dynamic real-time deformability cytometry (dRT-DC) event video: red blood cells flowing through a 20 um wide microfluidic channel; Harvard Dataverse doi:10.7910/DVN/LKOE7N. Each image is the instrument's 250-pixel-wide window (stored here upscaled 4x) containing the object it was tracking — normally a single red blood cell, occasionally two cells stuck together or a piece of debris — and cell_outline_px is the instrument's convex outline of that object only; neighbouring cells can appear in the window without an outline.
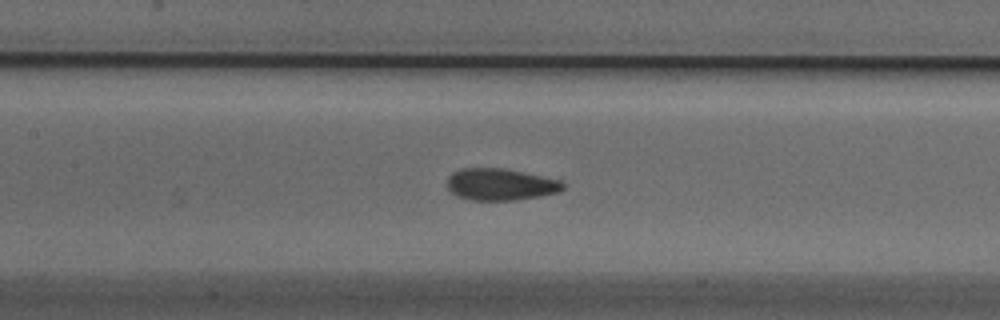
{"species": "Egyptian fruit bat (a non-hibernating species)", "species_latin": "Rousettus aegyptiacus", "temperature_condition": "cold", "stored_images_in_passage": 55, "camera_frame_rate_fps": 3000, "um_per_image_px": 0.085, "animal": {"sex": "male"}, "frame": {"image": 1, "passage_image": 25, "time_ms": 8.0, "image_size_px": [1000, 320], "cell_outline_px": [[564, 188], [556, 192], [540, 196], [516, 200], [472, 200], [456, 196], [448, 188], [448, 176], [452, 172], [460, 168], [504, 168], [560, 180], [564, 184]], "centroid_in_image_um": [42.5, 15.67], "position_along_channel_um": 164.9, "area_um2": 21.39}}
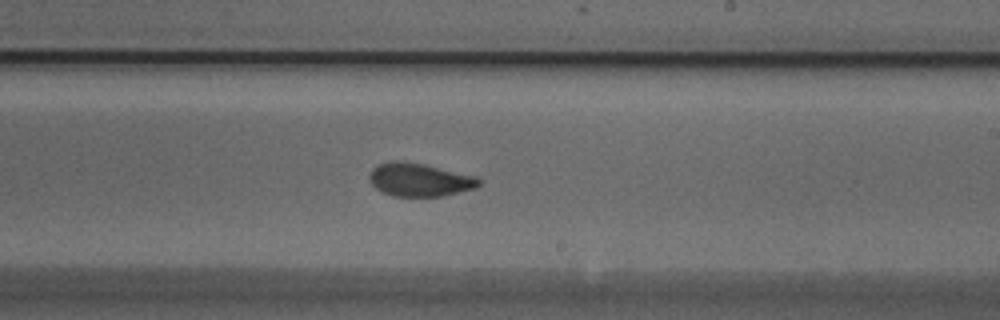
{"frame": {"image": 2, "passage_image": 32, "time_ms": 10.333, "image_size_px": [1000, 320], "cell_outline_px": [[480, 184], [476, 188], [444, 196], [392, 196], [376, 188], [368, 180], [368, 176], [372, 168], [376, 164], [392, 160], [400, 160], [424, 164], [476, 176], [480, 180]], "centroid_in_image_um": [35.63, 15.27], "position_along_channel_um": 253.4, "area_um2": 21.39}}
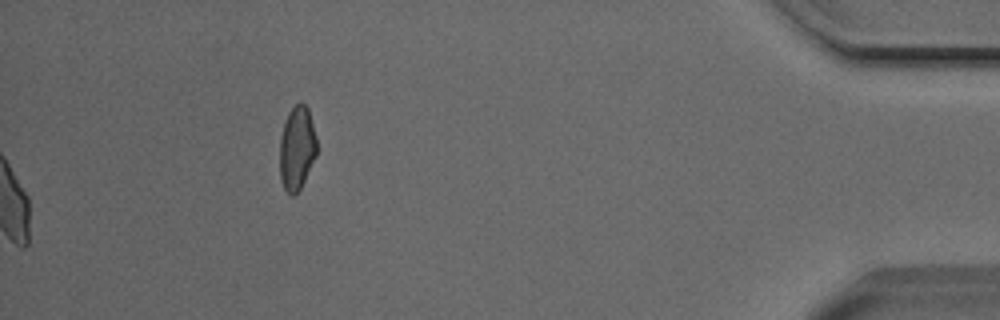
{"frame": {"image": 3, "passage_image": 55, "time_ms": 18.0, "image_size_px": [1000, 320], "cell_outline_px": [[316, 156], [300, 188], [292, 196], [284, 188], [280, 180], [280, 136], [284, 120], [288, 112], [300, 100], [308, 108], [316, 136]], "centroid_in_image_um": [25.22, 12.55], "position_along_channel_um": 410.0, "area_um2": 18.09}, "authors_computed_cell_mechanics": {"area_um2": 21.2704, "velocity_mm_per_s": 3.8006, "shape_relaxation_time_tau1_ms": 3.7004, "shape_relaxation_time_tau2_ms": 0.9971, "deformation_change_tau1": 0.1161, "deformation_change_tau2": 0.0552}}